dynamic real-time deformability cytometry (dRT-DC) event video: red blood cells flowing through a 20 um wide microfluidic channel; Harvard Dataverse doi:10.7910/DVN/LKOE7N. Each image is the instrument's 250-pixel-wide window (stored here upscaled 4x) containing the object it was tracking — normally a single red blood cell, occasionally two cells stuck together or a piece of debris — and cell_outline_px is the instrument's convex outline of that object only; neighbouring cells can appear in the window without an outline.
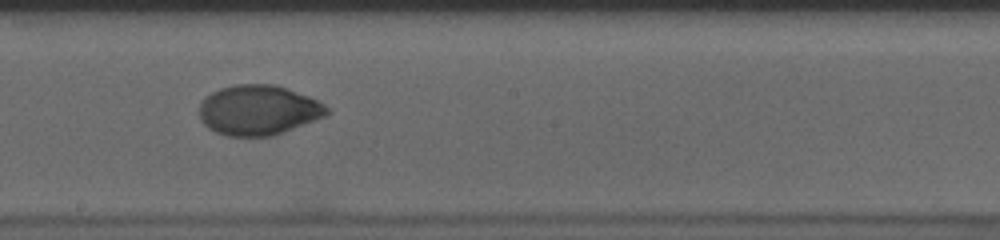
{"species": "human", "species_latin": "Homo sapiens", "temperature_condition": "cold", "stored_images_in_passage": 41, "camera_frame_rate_fps": 3000, "um_per_image_px": 0.085, "donor": {"sex": "male"}, "frame": {"image": 1, "passage_image": 16, "time_ms": 5.0, "image_size_px": [1000, 240], "cell_outline_px": [[328, 112], [324, 116], [272, 136], [228, 136], [216, 132], [208, 128], [200, 120], [200, 104], [204, 96], [220, 88], [236, 84], [276, 84], [288, 88], [308, 96], [324, 104], [328, 108]], "centroid_in_image_um": [21.92, 9.34], "position_along_channel_um": 226.3, "area_um2": 37.05}}
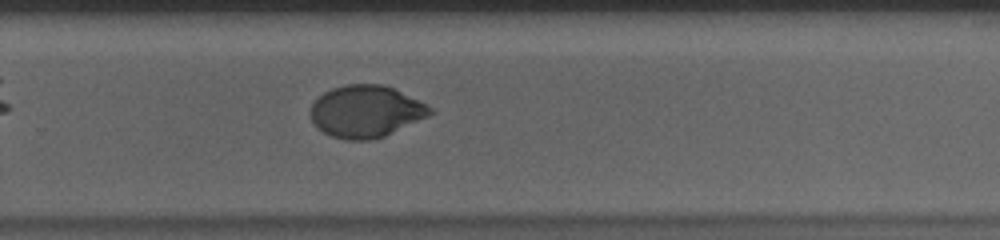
{"frame": {"image": 2, "passage_image": 22, "time_ms": 7.0, "image_size_px": [1000, 240], "cell_outline_px": [[436, 112], [428, 116], [384, 136], [372, 140], [344, 140], [332, 136], [316, 128], [312, 120], [312, 104], [324, 92], [332, 88], [348, 84], [384, 84], [432, 108]], "centroid_in_image_um": [31.08, 9.48], "position_along_channel_um": 298.7, "area_um2": 35.78}}
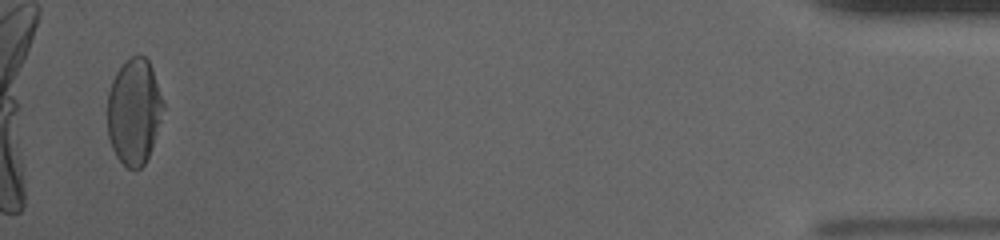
{"frame": {"image": 3, "passage_image": 39, "time_ms": 12.667, "image_size_px": [1000, 240], "cell_outline_px": [[164, 108], [148, 156], [144, 164], [140, 168], [128, 168], [116, 156], [112, 148], [108, 136], [108, 92], [112, 80], [116, 72], [132, 56], [140, 52], [148, 60], [152, 68], [164, 104]], "centroid_in_image_um": [11.39, 9.45], "position_along_channel_um": 423.8, "area_um2": 34.04}, "authors_computed_cell_mechanics": {"area_um2": 36.5296, "velocity_mm_per_s": 3.6346, "shape_relaxation_time_tau1_ms": 6.2177, "shape_relaxation_time_tau2_ms": 1.1729, "deformation_change_tau1": 0.1916, "deformation_change_tau2": 0.0294}}